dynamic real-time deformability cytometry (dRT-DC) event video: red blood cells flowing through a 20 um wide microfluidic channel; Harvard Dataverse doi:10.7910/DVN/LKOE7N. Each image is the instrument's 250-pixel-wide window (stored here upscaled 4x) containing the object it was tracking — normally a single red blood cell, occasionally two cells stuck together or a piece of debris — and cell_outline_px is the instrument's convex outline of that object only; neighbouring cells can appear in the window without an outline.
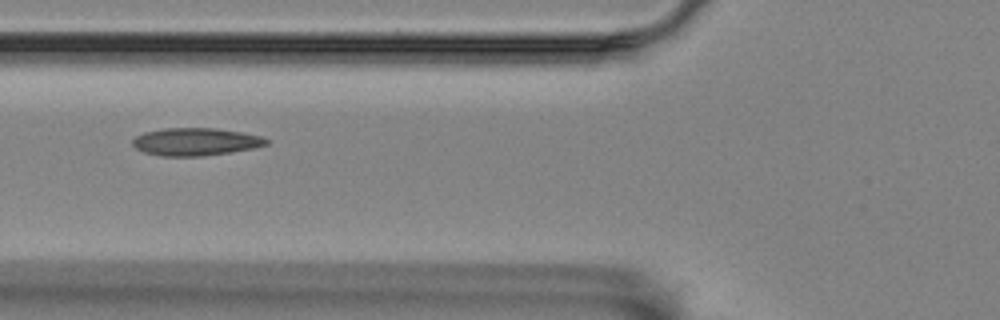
{"species": "Egyptian fruit bat (a non-hibernating species)", "species_latin": "Rousettus aegyptiacus", "temperature_condition": "room temperature", "stored_images_in_passage": 11, "camera_frame_rate_fps": 3000, "um_per_image_px": 0.085, "animal": {"sex": "female"}, "frame": {"image": 1, "passage_image": 7, "time_ms": 2.0, "image_size_px": [1000, 320], "cell_outline_px": [[268, 144], [252, 148], [232, 152], [204, 156], [160, 156], [144, 152], [136, 148], [132, 144], [132, 140], [136, 136], [144, 132], [164, 128], [216, 128], [240, 132], [260, 136], [268, 140]], "centroid_in_image_um": [16.59, 12.05], "position_along_channel_um": 109.2, "area_um2": 21.5}}
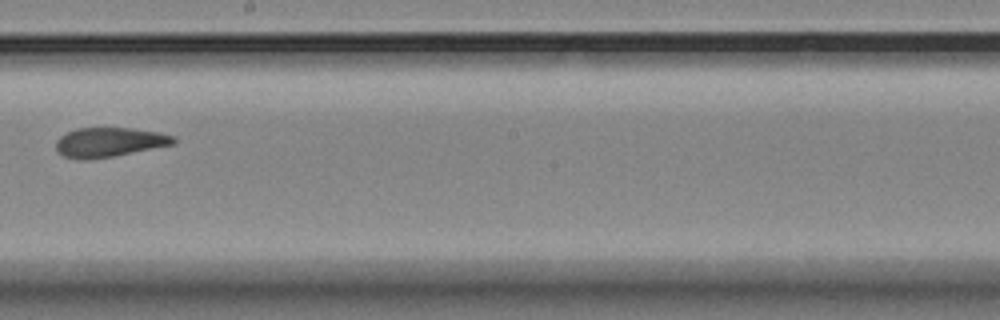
{"frame": {"image": 2, "passage_image": 10, "time_ms": 3.0, "image_size_px": [1000, 320], "cell_outline_px": [[176, 144], [112, 156], [84, 160], [64, 156], [56, 148], [56, 140], [60, 136], [76, 128], [132, 128], [160, 132], [176, 136]], "centroid_in_image_um": [9.33, 12.07], "position_along_channel_um": 238.9, "area_um2": 20.11}}
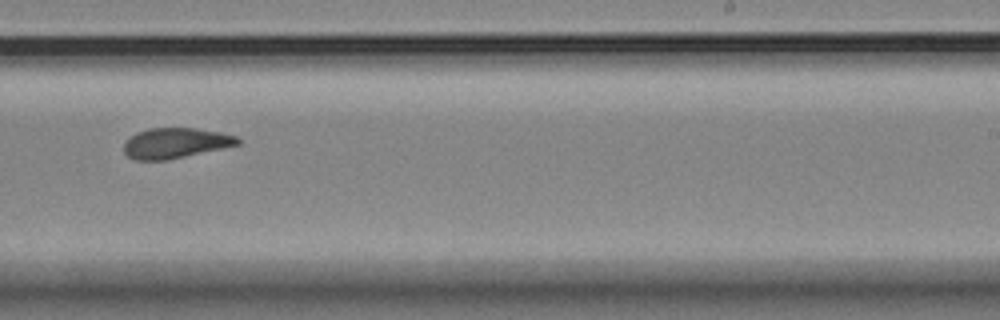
{"frame": {"image": 3, "passage_image": 11, "time_ms": 3.333, "image_size_px": [1000, 320], "cell_outline_px": [[240, 144], [168, 160], [136, 160], [128, 156], [124, 152], [124, 144], [136, 132], [148, 128], [196, 128], [220, 132], [236, 136], [240, 140]], "centroid_in_image_um": [14.91, 12.16], "position_along_channel_um": 274.1, "area_um2": 20.0}}